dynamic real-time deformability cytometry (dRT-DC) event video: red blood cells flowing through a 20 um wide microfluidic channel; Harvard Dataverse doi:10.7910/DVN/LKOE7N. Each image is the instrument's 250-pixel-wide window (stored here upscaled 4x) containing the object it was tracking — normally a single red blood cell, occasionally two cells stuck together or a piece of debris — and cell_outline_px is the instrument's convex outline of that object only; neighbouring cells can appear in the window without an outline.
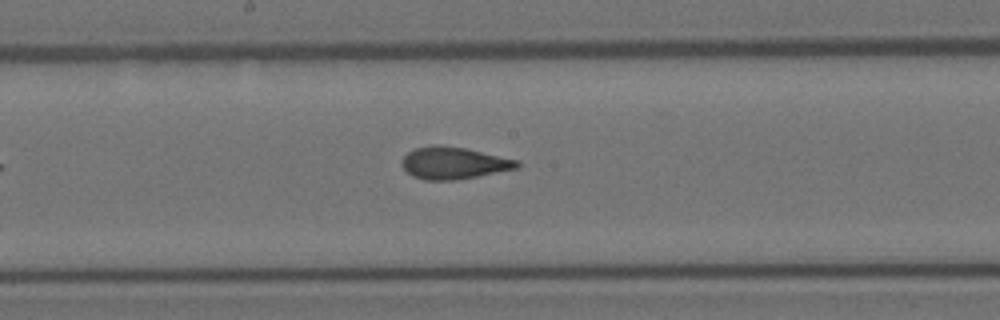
{"species": "Egyptian fruit bat (a non-hibernating species)", "species_latin": "Rousettus aegyptiacus", "temperature_condition": "room temperature", "stored_images_in_passage": 7, "camera_frame_rate_fps": 3000, "um_per_image_px": 0.085, "animal": {"sex": "female"}, "frame": {"image": 1, "passage_image": 7, "time_ms": 2.0, "image_size_px": [1000, 320], "cell_outline_px": [[520, 168], [456, 180], [424, 180], [412, 176], [400, 164], [404, 156], [408, 152], [416, 148], [432, 144], [436, 144], [464, 148], [520, 160]], "centroid_in_image_um": [38.58, 13.86], "position_along_channel_um": 209.6, "area_um2": 21.62}}